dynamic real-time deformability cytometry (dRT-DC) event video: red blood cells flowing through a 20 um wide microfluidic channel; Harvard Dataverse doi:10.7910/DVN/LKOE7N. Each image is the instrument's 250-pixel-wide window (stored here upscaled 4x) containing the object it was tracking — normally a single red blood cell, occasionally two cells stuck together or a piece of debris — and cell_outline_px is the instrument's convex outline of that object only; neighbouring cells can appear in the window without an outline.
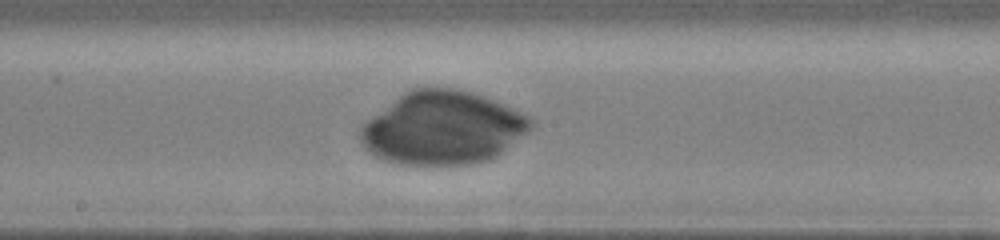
{"species": "human", "species_latin": "Homo sapiens", "temperature_condition": "cold", "stored_images_in_passage": 39, "segment_of_instrument_passage": [2, 2], "camera_frame_rate_fps": 3000, "um_per_image_px": 0.085, "donor": {"sex": "male"}, "frame": {"image": 1, "passage_image": 26, "time_ms": 8.333, "image_size_px": [1000, 240], "cell_outline_px": [[536, 124], [532, 128], [496, 156], [488, 160], [468, 164], [396, 164], [384, 160], [368, 152], [364, 148], [360, 140], [360, 128], [372, 116], [404, 92], [412, 88], [452, 88], [472, 92], [496, 100], [528, 116]], "centroid_in_image_um": [37.62, 10.88], "position_along_channel_um": 210.6, "area_um2": 72.19}}
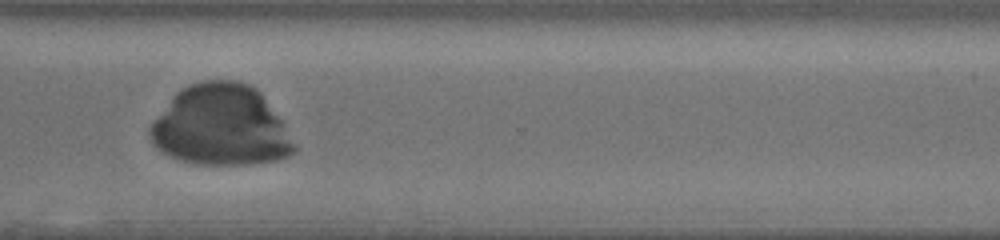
{"frame": {"image": 2, "passage_image": 35, "time_ms": 11.333, "image_size_px": [1000, 240], "cell_outline_px": [[296, 152], [288, 156], [276, 160], [244, 164], [196, 164], [180, 160], [156, 148], [148, 132], [148, 128], [152, 120], [176, 92], [180, 88], [188, 84], [204, 80], [236, 80], [248, 84], [256, 88], [260, 92], [284, 124], [296, 148]], "centroid_in_image_um": [18.74, 10.67], "position_along_channel_um": 351.9, "area_um2": 67.74}}
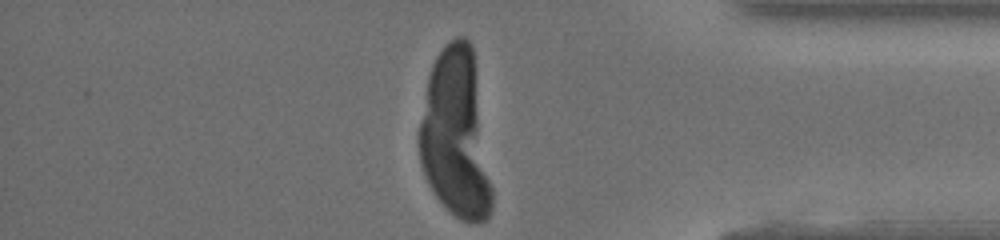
{"frame": {"image": 3, "passage_image": 39, "time_ms": 12.667, "image_size_px": [1000, 240], "cell_outline_px": [[492, 208], [488, 216], [484, 220], [472, 224], [460, 220], [436, 196], [428, 184], [420, 164], [416, 136], [428, 76], [432, 64], [436, 56], [448, 40], [456, 36], [464, 36], [472, 44], [492, 188]], "centroid_in_image_um": [38.71, 11.42], "position_along_channel_um": 396.5, "area_um2": 71.9}}